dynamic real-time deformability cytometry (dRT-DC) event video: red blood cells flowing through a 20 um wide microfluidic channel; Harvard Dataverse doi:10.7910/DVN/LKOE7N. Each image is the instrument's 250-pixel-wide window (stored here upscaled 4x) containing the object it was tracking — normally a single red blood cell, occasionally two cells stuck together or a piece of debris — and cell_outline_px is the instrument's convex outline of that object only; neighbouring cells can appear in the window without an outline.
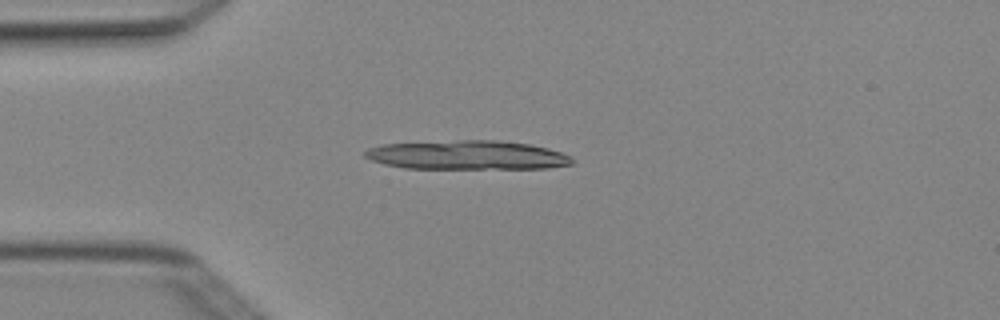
{"species": "Egyptian fruit bat (a non-hibernating species)", "species_latin": "Rousettus aegyptiacus", "temperature_condition": "cold", "stored_images_in_passage": 4, "camera_frame_rate_fps": 3000, "um_per_image_px": 0.085, "animal": {"sex": "female"}, "frame": {"image": 1, "passage_image": 4, "time_ms": 1.0, "image_size_px": [1000, 320], "cell_outline_px": [[572, 164], [548, 168], [404, 168], [384, 164], [372, 160], [364, 156], [364, 152], [368, 148], [384, 144], [460, 140], [496, 140], [528, 144], [548, 148], [572, 156]], "centroid_in_image_um": [39.72, 13.18], "position_along_channel_um": 45.3, "area_um2": 34.85}}